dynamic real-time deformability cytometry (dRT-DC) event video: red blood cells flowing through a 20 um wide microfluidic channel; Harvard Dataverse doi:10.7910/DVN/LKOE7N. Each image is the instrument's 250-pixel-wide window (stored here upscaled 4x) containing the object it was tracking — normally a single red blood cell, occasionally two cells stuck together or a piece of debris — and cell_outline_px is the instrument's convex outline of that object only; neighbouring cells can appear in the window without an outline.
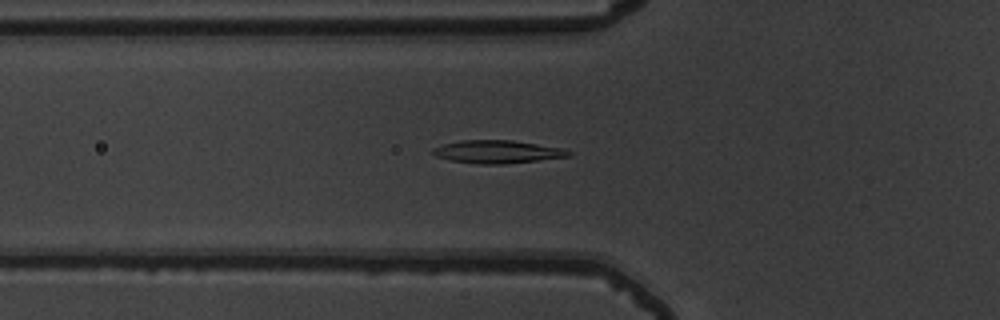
{"species": "common noctule bat (a hibernating species)", "species_latin": "Nyctalus noctula", "temperature_condition": "warm", "stored_images_in_passage": 48, "camera_frame_rate_fps": 3000, "um_per_image_px": 0.085, "animal": {"sex": "male", "body_mass_g": 19.5, "forearm_length_mm": 54.6}, "frame": {"image": 1, "passage_image": 17, "time_ms": 5.333, "image_size_px": [1000, 320], "cell_outline_px": [[572, 156], [504, 164], [480, 164], [452, 160], [436, 156], [432, 152], [432, 148], [444, 144], [460, 140], [512, 140], [564, 148], [572, 152]], "centroid_in_image_um": [42.31, 12.89], "position_along_channel_um": 83.5, "area_um2": 18.09}}
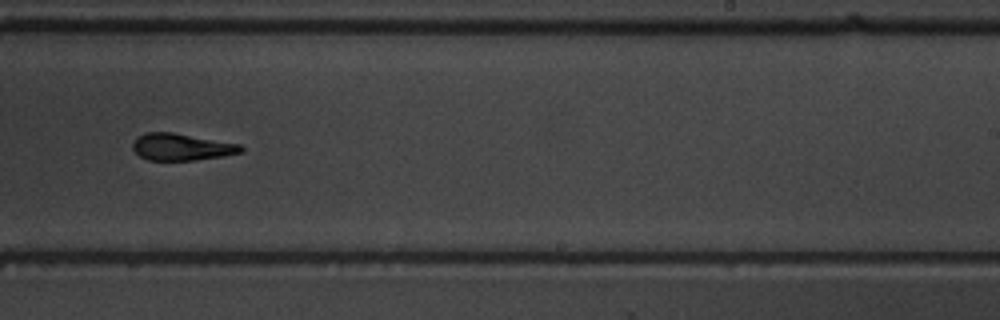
{"frame": {"image": 2, "passage_image": 32, "time_ms": 10.333, "image_size_px": [1000, 320], "cell_outline_px": [[244, 148], [240, 152], [224, 156], [192, 160], [148, 160], [140, 156], [132, 148], [132, 144], [140, 136], [148, 132], [172, 132], [240, 144]], "centroid_in_image_um": [15.43, 12.49], "position_along_channel_um": 273.6, "area_um2": 16.7}}
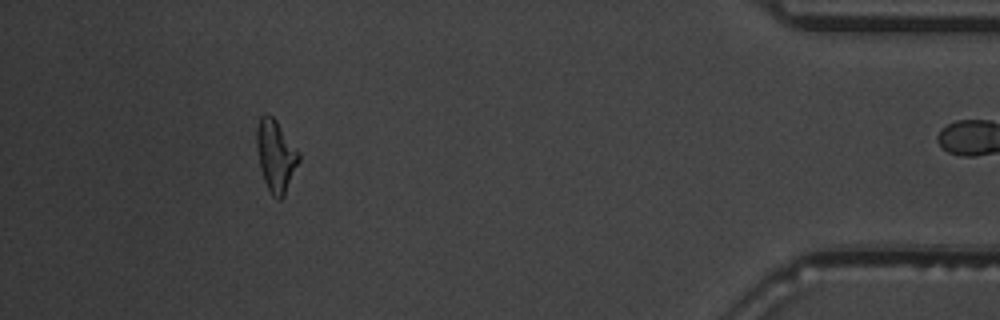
{"frame": {"image": 3, "passage_image": 47, "time_ms": 15.333, "image_size_px": [1000, 320], "cell_outline_px": [[300, 160], [284, 196], [280, 200], [276, 200], [272, 196], [264, 180], [260, 168], [256, 148], [256, 128], [260, 116], [264, 112], [268, 112], [276, 120], [300, 152]], "centroid_in_image_um": [23.43, 13.21], "position_along_channel_um": 411.8, "area_um2": 17.92}}